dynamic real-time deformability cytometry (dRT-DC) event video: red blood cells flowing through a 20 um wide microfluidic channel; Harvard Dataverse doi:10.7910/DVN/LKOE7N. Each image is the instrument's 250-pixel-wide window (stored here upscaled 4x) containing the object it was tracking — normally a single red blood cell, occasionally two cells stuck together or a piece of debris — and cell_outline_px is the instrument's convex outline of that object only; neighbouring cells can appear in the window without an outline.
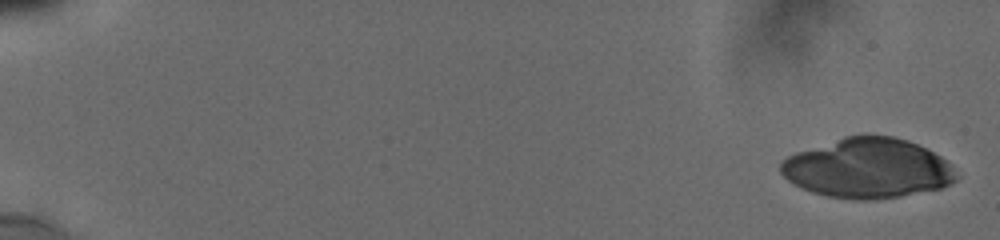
{"species": "human", "species_latin": "Homo sapiens", "temperature_condition": "cold", "stored_images_in_passage": 28, "camera_frame_rate_fps": 3000, "um_per_image_px": 0.085, "donor": {"sex": "male"}, "frame": {"image": 1, "passage_image": 1, "time_ms": 0.0, "image_size_px": [1000, 240], "cell_outline_px": [[960, 176], [956, 180], [940, 188], [900, 196], [872, 200], [856, 200], [828, 196], [812, 192], [800, 188], [788, 180], [780, 172], [780, 164], [788, 156], [796, 152], [844, 136], [892, 136], [908, 140], [940, 156]], "centroid_in_image_um": [73.73, 14.31], "position_along_channel_um": 11.3, "area_um2": 60.75}}
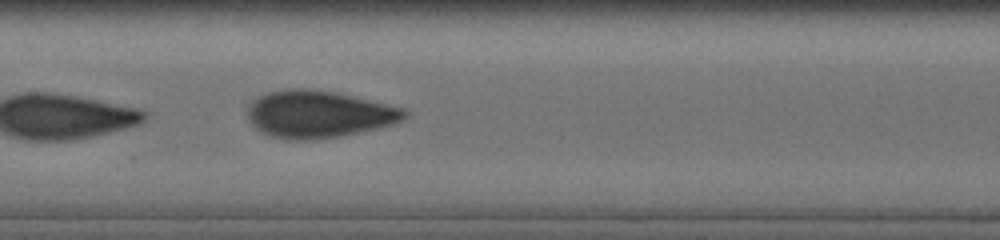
{"frame": {"image": 2, "passage_image": 15, "time_ms": 9.667, "image_size_px": [1000, 240], "cell_outline_px": [[408, 116], [404, 120], [396, 124], [380, 128], [340, 136], [316, 140], [288, 140], [272, 136], [256, 128], [248, 120], [248, 104], [252, 100], [268, 92], [292, 88], [308, 88], [336, 92], [404, 108], [408, 112]], "centroid_in_image_um": [27.12, 9.71], "position_along_channel_um": 180.3, "area_um2": 43.47}}